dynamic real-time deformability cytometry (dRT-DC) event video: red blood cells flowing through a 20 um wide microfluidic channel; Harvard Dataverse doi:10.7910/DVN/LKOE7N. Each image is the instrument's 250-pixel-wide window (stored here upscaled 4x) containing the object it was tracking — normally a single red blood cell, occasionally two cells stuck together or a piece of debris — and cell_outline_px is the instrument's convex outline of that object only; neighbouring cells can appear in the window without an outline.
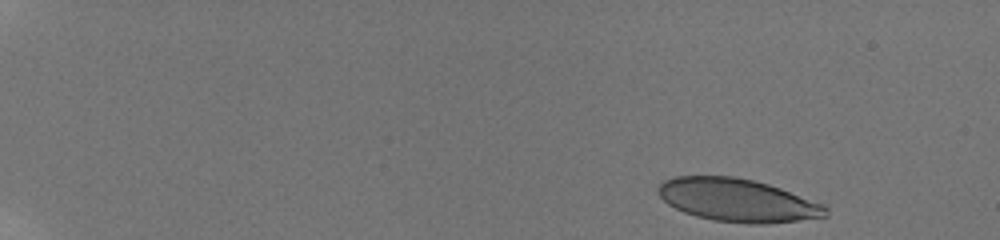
{"species": "human", "species_latin": "Homo sapiens", "temperature_condition": "room temperature", "stored_images_in_passage": 15, "camera_frame_rate_fps": 3000, "um_per_image_px": 0.085, "donor": {"sex": "male"}, "frame": {"image": 1, "passage_image": 1, "time_ms": 0.0, "image_size_px": [1000, 240], "cell_outline_px": [[828, 216], [768, 224], [748, 224], [712, 220], [696, 216], [684, 212], [668, 204], [656, 192], [656, 188], [664, 180], [676, 176], [732, 176], [752, 180], [768, 184], [780, 188], [824, 204], [828, 208]], "centroid_in_image_um": [62.68, 17.02], "position_along_channel_um": 22.3, "area_um2": 42.02}}
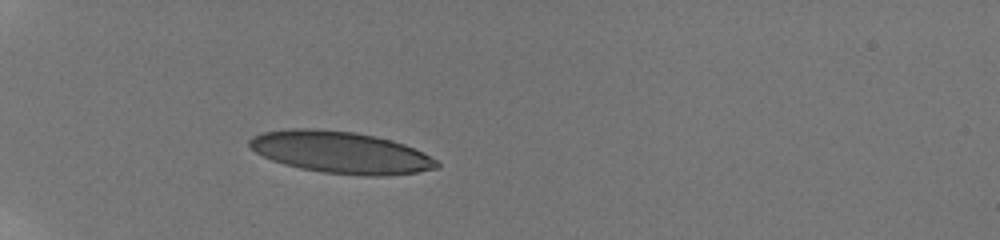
{"frame": {"image": 2, "passage_image": 12, "time_ms": 4.333, "image_size_px": [1000, 240], "cell_outline_px": [[440, 168], [416, 172], [384, 176], [368, 176], [324, 172], [300, 168], [284, 164], [272, 160], [256, 152], [248, 144], [248, 140], [252, 136], [260, 132], [288, 128], [316, 128], [356, 132], [376, 136], [392, 140], [404, 144], [436, 160], [440, 164]], "centroid_in_image_um": [28.92, 12.93], "position_along_channel_um": 56.1, "area_um2": 45.72}}
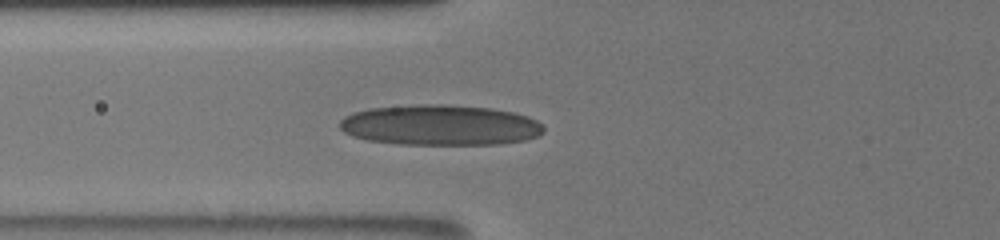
{"frame": {"image": 3, "passage_image": 15, "time_ms": 6.0, "image_size_px": [1000, 240], "cell_outline_px": [[544, 132], [540, 136], [524, 140], [500, 144], [400, 144], [368, 140], [352, 136], [344, 132], [340, 128], [340, 120], [344, 116], [352, 112], [368, 108], [420, 104], [444, 104], [492, 108], [512, 112], [528, 116], [536, 120], [544, 128]], "centroid_in_image_um": [37.4, 10.63], "position_along_channel_um": 88.4, "area_um2": 48.38}}